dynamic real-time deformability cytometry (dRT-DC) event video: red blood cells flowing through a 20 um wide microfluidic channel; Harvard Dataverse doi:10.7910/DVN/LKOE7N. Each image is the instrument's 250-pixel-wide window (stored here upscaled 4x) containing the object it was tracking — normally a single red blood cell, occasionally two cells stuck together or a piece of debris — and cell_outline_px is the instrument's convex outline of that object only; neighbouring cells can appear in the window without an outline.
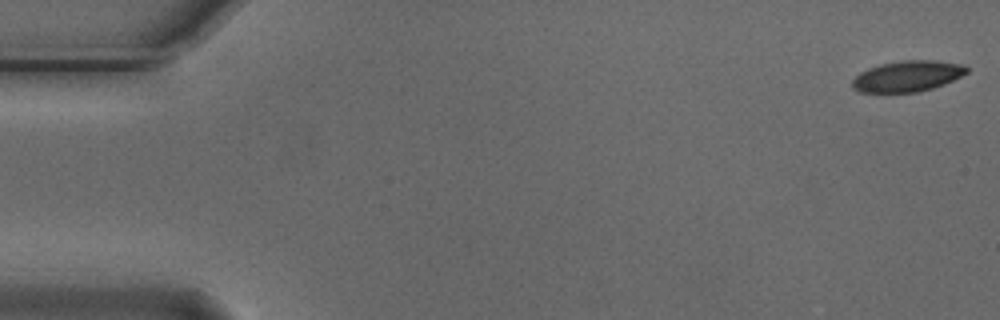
{"species": "Egyptian fruit bat (a non-hibernating species)", "species_latin": "Rousettus aegyptiacus", "temperature_condition": "cold", "stored_images_in_passage": 11, "camera_frame_rate_fps": 3000, "um_per_image_px": 0.085, "animal": {"sex": "male"}, "frame": {"image": 1, "passage_image": 1, "time_ms": 0.0, "image_size_px": [1000, 320], "cell_outline_px": [[968, 72], [944, 84], [932, 88], [916, 92], [860, 92], [852, 88], [852, 80], [860, 72], [868, 68], [880, 64], [900, 60], [936, 60], [964, 64], [968, 68]], "centroid_in_image_um": [77.13, 6.46], "position_along_channel_um": 7.9, "area_um2": 20.63}}